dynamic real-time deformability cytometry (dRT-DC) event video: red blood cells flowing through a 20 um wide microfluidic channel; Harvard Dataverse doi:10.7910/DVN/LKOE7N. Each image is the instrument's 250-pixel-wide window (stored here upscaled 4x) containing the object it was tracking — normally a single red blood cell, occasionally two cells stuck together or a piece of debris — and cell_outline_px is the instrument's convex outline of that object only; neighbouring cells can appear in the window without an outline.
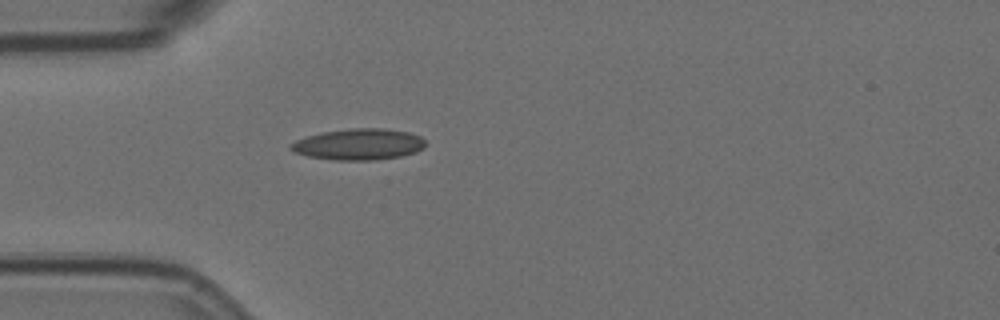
{"species": "Egyptian fruit bat (a non-hibernating species)", "species_latin": "Rousettus aegyptiacus", "temperature_condition": "room temperature", "stored_images_in_passage": 1, "camera_frame_rate_fps": 3000, "um_per_image_px": 0.085, "animal": {"sex": "female"}, "frame": {"image": 1, "passage_image": 1, "time_ms": 0.0, "image_size_px": [1000, 320], "cell_outline_px": [[424, 148], [416, 152], [400, 156], [376, 160], [336, 160], [308, 156], [296, 152], [288, 148], [288, 144], [296, 140], [308, 136], [324, 132], [352, 128], [384, 128], [408, 132], [420, 136], [424, 140]], "centroid_in_image_um": [30.49, 12.27], "position_along_channel_um": 54.5, "area_um2": 24.39}}